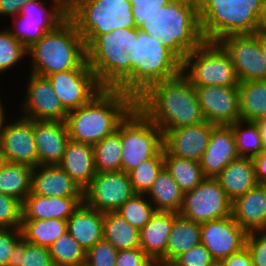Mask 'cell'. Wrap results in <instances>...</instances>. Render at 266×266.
Masks as SVG:
<instances>
[{
	"mask_svg": "<svg viewBox=\"0 0 266 266\" xmlns=\"http://www.w3.org/2000/svg\"><path fill=\"white\" fill-rule=\"evenodd\" d=\"M116 266H156V263L139 247L118 251Z\"/></svg>",
	"mask_w": 266,
	"mask_h": 266,
	"instance_id": "681fc988",
	"label": "cell"
},
{
	"mask_svg": "<svg viewBox=\"0 0 266 266\" xmlns=\"http://www.w3.org/2000/svg\"><path fill=\"white\" fill-rule=\"evenodd\" d=\"M261 53L262 57L266 62V36L261 34Z\"/></svg>",
	"mask_w": 266,
	"mask_h": 266,
	"instance_id": "680465c9",
	"label": "cell"
},
{
	"mask_svg": "<svg viewBox=\"0 0 266 266\" xmlns=\"http://www.w3.org/2000/svg\"><path fill=\"white\" fill-rule=\"evenodd\" d=\"M28 58L30 73L47 77L55 72L84 68L86 45L76 25L67 17L28 49Z\"/></svg>",
	"mask_w": 266,
	"mask_h": 266,
	"instance_id": "277c9868",
	"label": "cell"
},
{
	"mask_svg": "<svg viewBox=\"0 0 266 266\" xmlns=\"http://www.w3.org/2000/svg\"><path fill=\"white\" fill-rule=\"evenodd\" d=\"M27 76L28 86L19 108L23 112L20 116L31 120L65 121L68 112L49 79L30 72Z\"/></svg>",
	"mask_w": 266,
	"mask_h": 266,
	"instance_id": "2e32d148",
	"label": "cell"
},
{
	"mask_svg": "<svg viewBox=\"0 0 266 266\" xmlns=\"http://www.w3.org/2000/svg\"><path fill=\"white\" fill-rule=\"evenodd\" d=\"M181 73L193 86H238L229 55L217 42L204 41L182 60Z\"/></svg>",
	"mask_w": 266,
	"mask_h": 266,
	"instance_id": "9c48e42d",
	"label": "cell"
},
{
	"mask_svg": "<svg viewBox=\"0 0 266 266\" xmlns=\"http://www.w3.org/2000/svg\"><path fill=\"white\" fill-rule=\"evenodd\" d=\"M133 28L99 35L87 48V64L103 88L130 94V63Z\"/></svg>",
	"mask_w": 266,
	"mask_h": 266,
	"instance_id": "52a82bcc",
	"label": "cell"
},
{
	"mask_svg": "<svg viewBox=\"0 0 266 266\" xmlns=\"http://www.w3.org/2000/svg\"><path fill=\"white\" fill-rule=\"evenodd\" d=\"M253 266H266V230L247 233L246 244Z\"/></svg>",
	"mask_w": 266,
	"mask_h": 266,
	"instance_id": "7dc6e473",
	"label": "cell"
},
{
	"mask_svg": "<svg viewBox=\"0 0 266 266\" xmlns=\"http://www.w3.org/2000/svg\"><path fill=\"white\" fill-rule=\"evenodd\" d=\"M68 17L76 25L86 48L99 35L118 28L137 27L129 0H76L68 7Z\"/></svg>",
	"mask_w": 266,
	"mask_h": 266,
	"instance_id": "ba28073f",
	"label": "cell"
},
{
	"mask_svg": "<svg viewBox=\"0 0 266 266\" xmlns=\"http://www.w3.org/2000/svg\"><path fill=\"white\" fill-rule=\"evenodd\" d=\"M137 28L160 39L181 61L205 41L197 0H172L145 17Z\"/></svg>",
	"mask_w": 266,
	"mask_h": 266,
	"instance_id": "3957f363",
	"label": "cell"
},
{
	"mask_svg": "<svg viewBox=\"0 0 266 266\" xmlns=\"http://www.w3.org/2000/svg\"><path fill=\"white\" fill-rule=\"evenodd\" d=\"M7 266H54L49 249L21 238L10 254Z\"/></svg>",
	"mask_w": 266,
	"mask_h": 266,
	"instance_id": "ab89813d",
	"label": "cell"
},
{
	"mask_svg": "<svg viewBox=\"0 0 266 266\" xmlns=\"http://www.w3.org/2000/svg\"><path fill=\"white\" fill-rule=\"evenodd\" d=\"M136 107V99L119 89L104 88L89 103L68 112L65 123L71 140L94 145L113 134Z\"/></svg>",
	"mask_w": 266,
	"mask_h": 266,
	"instance_id": "7a4b0ae2",
	"label": "cell"
},
{
	"mask_svg": "<svg viewBox=\"0 0 266 266\" xmlns=\"http://www.w3.org/2000/svg\"><path fill=\"white\" fill-rule=\"evenodd\" d=\"M15 117L6 123L2 131L0 149L6 162L36 167L39 165V157L34 137V120L20 115Z\"/></svg>",
	"mask_w": 266,
	"mask_h": 266,
	"instance_id": "e0dca14e",
	"label": "cell"
},
{
	"mask_svg": "<svg viewBox=\"0 0 266 266\" xmlns=\"http://www.w3.org/2000/svg\"><path fill=\"white\" fill-rule=\"evenodd\" d=\"M163 159L164 167L183 193L191 191L206 178L198 161L173 156L164 148Z\"/></svg>",
	"mask_w": 266,
	"mask_h": 266,
	"instance_id": "e575fe53",
	"label": "cell"
},
{
	"mask_svg": "<svg viewBox=\"0 0 266 266\" xmlns=\"http://www.w3.org/2000/svg\"><path fill=\"white\" fill-rule=\"evenodd\" d=\"M201 243V223L174 213L172 230L169 234L165 255L156 266H168L176 257Z\"/></svg>",
	"mask_w": 266,
	"mask_h": 266,
	"instance_id": "f1b7e54d",
	"label": "cell"
},
{
	"mask_svg": "<svg viewBox=\"0 0 266 266\" xmlns=\"http://www.w3.org/2000/svg\"><path fill=\"white\" fill-rule=\"evenodd\" d=\"M20 230L27 242L48 248L67 232V220L22 219Z\"/></svg>",
	"mask_w": 266,
	"mask_h": 266,
	"instance_id": "836d02e7",
	"label": "cell"
},
{
	"mask_svg": "<svg viewBox=\"0 0 266 266\" xmlns=\"http://www.w3.org/2000/svg\"><path fill=\"white\" fill-rule=\"evenodd\" d=\"M118 250L104 239L86 252V266H116Z\"/></svg>",
	"mask_w": 266,
	"mask_h": 266,
	"instance_id": "f6af8a7d",
	"label": "cell"
},
{
	"mask_svg": "<svg viewBox=\"0 0 266 266\" xmlns=\"http://www.w3.org/2000/svg\"><path fill=\"white\" fill-rule=\"evenodd\" d=\"M170 1L172 0H129L132 4V14L136 26L138 27L145 17L157 11L159 7L167 5Z\"/></svg>",
	"mask_w": 266,
	"mask_h": 266,
	"instance_id": "f907efd6",
	"label": "cell"
},
{
	"mask_svg": "<svg viewBox=\"0 0 266 266\" xmlns=\"http://www.w3.org/2000/svg\"><path fill=\"white\" fill-rule=\"evenodd\" d=\"M156 211L179 213L184 193L164 167L146 194Z\"/></svg>",
	"mask_w": 266,
	"mask_h": 266,
	"instance_id": "4dcf8cb0",
	"label": "cell"
},
{
	"mask_svg": "<svg viewBox=\"0 0 266 266\" xmlns=\"http://www.w3.org/2000/svg\"><path fill=\"white\" fill-rule=\"evenodd\" d=\"M48 249L54 266H81L86 262V251L68 232L61 235Z\"/></svg>",
	"mask_w": 266,
	"mask_h": 266,
	"instance_id": "f35d334b",
	"label": "cell"
},
{
	"mask_svg": "<svg viewBox=\"0 0 266 266\" xmlns=\"http://www.w3.org/2000/svg\"><path fill=\"white\" fill-rule=\"evenodd\" d=\"M231 216L247 233L266 230V185L257 184L232 201Z\"/></svg>",
	"mask_w": 266,
	"mask_h": 266,
	"instance_id": "cb8c5ba5",
	"label": "cell"
},
{
	"mask_svg": "<svg viewBox=\"0 0 266 266\" xmlns=\"http://www.w3.org/2000/svg\"><path fill=\"white\" fill-rule=\"evenodd\" d=\"M21 238L20 229L0 228V266H7L14 245Z\"/></svg>",
	"mask_w": 266,
	"mask_h": 266,
	"instance_id": "c3c4849f",
	"label": "cell"
},
{
	"mask_svg": "<svg viewBox=\"0 0 266 266\" xmlns=\"http://www.w3.org/2000/svg\"><path fill=\"white\" fill-rule=\"evenodd\" d=\"M32 170L33 168L26 164L7 162L0 171V193L23 203L31 192Z\"/></svg>",
	"mask_w": 266,
	"mask_h": 266,
	"instance_id": "d590c367",
	"label": "cell"
},
{
	"mask_svg": "<svg viewBox=\"0 0 266 266\" xmlns=\"http://www.w3.org/2000/svg\"><path fill=\"white\" fill-rule=\"evenodd\" d=\"M205 120L214 125L240 121L238 86H194Z\"/></svg>",
	"mask_w": 266,
	"mask_h": 266,
	"instance_id": "ac0fdd59",
	"label": "cell"
},
{
	"mask_svg": "<svg viewBox=\"0 0 266 266\" xmlns=\"http://www.w3.org/2000/svg\"><path fill=\"white\" fill-rule=\"evenodd\" d=\"M128 56L130 63V95L135 99L150 85L174 78L181 73L182 61L160 39L137 27Z\"/></svg>",
	"mask_w": 266,
	"mask_h": 266,
	"instance_id": "8992f818",
	"label": "cell"
},
{
	"mask_svg": "<svg viewBox=\"0 0 266 266\" xmlns=\"http://www.w3.org/2000/svg\"><path fill=\"white\" fill-rule=\"evenodd\" d=\"M5 155L2 153V150L0 149V171L3 169L4 165L6 164Z\"/></svg>",
	"mask_w": 266,
	"mask_h": 266,
	"instance_id": "91938a15",
	"label": "cell"
},
{
	"mask_svg": "<svg viewBox=\"0 0 266 266\" xmlns=\"http://www.w3.org/2000/svg\"><path fill=\"white\" fill-rule=\"evenodd\" d=\"M47 78L67 112L89 103L104 89L88 64L82 69L52 73Z\"/></svg>",
	"mask_w": 266,
	"mask_h": 266,
	"instance_id": "9a60e30c",
	"label": "cell"
},
{
	"mask_svg": "<svg viewBox=\"0 0 266 266\" xmlns=\"http://www.w3.org/2000/svg\"><path fill=\"white\" fill-rule=\"evenodd\" d=\"M31 192L45 197H83V190L59 165L33 167Z\"/></svg>",
	"mask_w": 266,
	"mask_h": 266,
	"instance_id": "603a6c76",
	"label": "cell"
},
{
	"mask_svg": "<svg viewBox=\"0 0 266 266\" xmlns=\"http://www.w3.org/2000/svg\"><path fill=\"white\" fill-rule=\"evenodd\" d=\"M103 239L118 251L140 247V230L116 212L104 213Z\"/></svg>",
	"mask_w": 266,
	"mask_h": 266,
	"instance_id": "d6a6232c",
	"label": "cell"
},
{
	"mask_svg": "<svg viewBox=\"0 0 266 266\" xmlns=\"http://www.w3.org/2000/svg\"><path fill=\"white\" fill-rule=\"evenodd\" d=\"M173 221L174 212L155 211L140 230V248L155 263L165 255Z\"/></svg>",
	"mask_w": 266,
	"mask_h": 266,
	"instance_id": "83f0119b",
	"label": "cell"
},
{
	"mask_svg": "<svg viewBox=\"0 0 266 266\" xmlns=\"http://www.w3.org/2000/svg\"><path fill=\"white\" fill-rule=\"evenodd\" d=\"M217 262L202 244H198L176 257L168 266H213Z\"/></svg>",
	"mask_w": 266,
	"mask_h": 266,
	"instance_id": "bcb514c9",
	"label": "cell"
},
{
	"mask_svg": "<svg viewBox=\"0 0 266 266\" xmlns=\"http://www.w3.org/2000/svg\"><path fill=\"white\" fill-rule=\"evenodd\" d=\"M239 158L230 125H215L208 146L200 161L206 178H216L233 160Z\"/></svg>",
	"mask_w": 266,
	"mask_h": 266,
	"instance_id": "44dd1931",
	"label": "cell"
},
{
	"mask_svg": "<svg viewBox=\"0 0 266 266\" xmlns=\"http://www.w3.org/2000/svg\"><path fill=\"white\" fill-rule=\"evenodd\" d=\"M219 266H253L252 257L245 246L240 251L231 254L230 256L220 260Z\"/></svg>",
	"mask_w": 266,
	"mask_h": 266,
	"instance_id": "816d5d0a",
	"label": "cell"
},
{
	"mask_svg": "<svg viewBox=\"0 0 266 266\" xmlns=\"http://www.w3.org/2000/svg\"><path fill=\"white\" fill-rule=\"evenodd\" d=\"M76 0H62V2L69 7L71 4H73Z\"/></svg>",
	"mask_w": 266,
	"mask_h": 266,
	"instance_id": "94428289",
	"label": "cell"
},
{
	"mask_svg": "<svg viewBox=\"0 0 266 266\" xmlns=\"http://www.w3.org/2000/svg\"><path fill=\"white\" fill-rule=\"evenodd\" d=\"M154 205L146 194H135L121 205L115 212L132 226L141 230L155 213Z\"/></svg>",
	"mask_w": 266,
	"mask_h": 266,
	"instance_id": "b9f144b4",
	"label": "cell"
},
{
	"mask_svg": "<svg viewBox=\"0 0 266 266\" xmlns=\"http://www.w3.org/2000/svg\"><path fill=\"white\" fill-rule=\"evenodd\" d=\"M265 0H197L203 39L258 33Z\"/></svg>",
	"mask_w": 266,
	"mask_h": 266,
	"instance_id": "5b68a950",
	"label": "cell"
},
{
	"mask_svg": "<svg viewBox=\"0 0 266 266\" xmlns=\"http://www.w3.org/2000/svg\"><path fill=\"white\" fill-rule=\"evenodd\" d=\"M135 194L128 173L97 172L83 190V203L99 212H115Z\"/></svg>",
	"mask_w": 266,
	"mask_h": 266,
	"instance_id": "4fadbf2b",
	"label": "cell"
},
{
	"mask_svg": "<svg viewBox=\"0 0 266 266\" xmlns=\"http://www.w3.org/2000/svg\"><path fill=\"white\" fill-rule=\"evenodd\" d=\"M3 102L1 101V95H0V137H1V134H2V131L4 130V127L6 126L5 123L8 122L7 119V116H6V109H5V105L2 104Z\"/></svg>",
	"mask_w": 266,
	"mask_h": 266,
	"instance_id": "11a10c76",
	"label": "cell"
},
{
	"mask_svg": "<svg viewBox=\"0 0 266 266\" xmlns=\"http://www.w3.org/2000/svg\"><path fill=\"white\" fill-rule=\"evenodd\" d=\"M258 32L266 36V0L264 2V12L260 20V26Z\"/></svg>",
	"mask_w": 266,
	"mask_h": 266,
	"instance_id": "6f0895ef",
	"label": "cell"
},
{
	"mask_svg": "<svg viewBox=\"0 0 266 266\" xmlns=\"http://www.w3.org/2000/svg\"><path fill=\"white\" fill-rule=\"evenodd\" d=\"M239 157L254 158L264 149L261 131L256 122L236 121L230 124Z\"/></svg>",
	"mask_w": 266,
	"mask_h": 266,
	"instance_id": "74e56055",
	"label": "cell"
},
{
	"mask_svg": "<svg viewBox=\"0 0 266 266\" xmlns=\"http://www.w3.org/2000/svg\"><path fill=\"white\" fill-rule=\"evenodd\" d=\"M232 201L215 178H205L185 192L179 214L193 222L204 223L231 216Z\"/></svg>",
	"mask_w": 266,
	"mask_h": 266,
	"instance_id": "7c38bea8",
	"label": "cell"
},
{
	"mask_svg": "<svg viewBox=\"0 0 266 266\" xmlns=\"http://www.w3.org/2000/svg\"><path fill=\"white\" fill-rule=\"evenodd\" d=\"M255 177L259 184L266 183V149H263L257 157L253 158Z\"/></svg>",
	"mask_w": 266,
	"mask_h": 266,
	"instance_id": "db71d44e",
	"label": "cell"
},
{
	"mask_svg": "<svg viewBox=\"0 0 266 266\" xmlns=\"http://www.w3.org/2000/svg\"><path fill=\"white\" fill-rule=\"evenodd\" d=\"M238 91L241 121L266 118V80L240 82Z\"/></svg>",
	"mask_w": 266,
	"mask_h": 266,
	"instance_id": "1f68e13d",
	"label": "cell"
},
{
	"mask_svg": "<svg viewBox=\"0 0 266 266\" xmlns=\"http://www.w3.org/2000/svg\"><path fill=\"white\" fill-rule=\"evenodd\" d=\"M246 237L232 216L201 223V243L217 263L245 247Z\"/></svg>",
	"mask_w": 266,
	"mask_h": 266,
	"instance_id": "d6986e66",
	"label": "cell"
},
{
	"mask_svg": "<svg viewBox=\"0 0 266 266\" xmlns=\"http://www.w3.org/2000/svg\"><path fill=\"white\" fill-rule=\"evenodd\" d=\"M164 168L163 149L153 158L141 162L128 174L136 194H147Z\"/></svg>",
	"mask_w": 266,
	"mask_h": 266,
	"instance_id": "60d3db41",
	"label": "cell"
},
{
	"mask_svg": "<svg viewBox=\"0 0 266 266\" xmlns=\"http://www.w3.org/2000/svg\"><path fill=\"white\" fill-rule=\"evenodd\" d=\"M104 213L81 203L67 219V232L87 252L97 242L103 240Z\"/></svg>",
	"mask_w": 266,
	"mask_h": 266,
	"instance_id": "484cf974",
	"label": "cell"
},
{
	"mask_svg": "<svg viewBox=\"0 0 266 266\" xmlns=\"http://www.w3.org/2000/svg\"><path fill=\"white\" fill-rule=\"evenodd\" d=\"M256 123L259 126L260 131H261V139H262L263 148L266 149V118H261L258 121H256Z\"/></svg>",
	"mask_w": 266,
	"mask_h": 266,
	"instance_id": "9f6ffc18",
	"label": "cell"
},
{
	"mask_svg": "<svg viewBox=\"0 0 266 266\" xmlns=\"http://www.w3.org/2000/svg\"><path fill=\"white\" fill-rule=\"evenodd\" d=\"M121 171L129 173L163 148V132L137 107L121 122Z\"/></svg>",
	"mask_w": 266,
	"mask_h": 266,
	"instance_id": "30bf717a",
	"label": "cell"
},
{
	"mask_svg": "<svg viewBox=\"0 0 266 266\" xmlns=\"http://www.w3.org/2000/svg\"><path fill=\"white\" fill-rule=\"evenodd\" d=\"M39 165H58L70 140L65 121L34 120Z\"/></svg>",
	"mask_w": 266,
	"mask_h": 266,
	"instance_id": "7402d4cb",
	"label": "cell"
},
{
	"mask_svg": "<svg viewBox=\"0 0 266 266\" xmlns=\"http://www.w3.org/2000/svg\"><path fill=\"white\" fill-rule=\"evenodd\" d=\"M67 17L68 7L62 0H30L18 16L11 18L12 28L7 29L28 50Z\"/></svg>",
	"mask_w": 266,
	"mask_h": 266,
	"instance_id": "8fae6325",
	"label": "cell"
},
{
	"mask_svg": "<svg viewBox=\"0 0 266 266\" xmlns=\"http://www.w3.org/2000/svg\"><path fill=\"white\" fill-rule=\"evenodd\" d=\"M22 222V202L0 193V228L20 229Z\"/></svg>",
	"mask_w": 266,
	"mask_h": 266,
	"instance_id": "ee69618b",
	"label": "cell"
},
{
	"mask_svg": "<svg viewBox=\"0 0 266 266\" xmlns=\"http://www.w3.org/2000/svg\"><path fill=\"white\" fill-rule=\"evenodd\" d=\"M83 203V197H45L30 192L22 203V219L67 220Z\"/></svg>",
	"mask_w": 266,
	"mask_h": 266,
	"instance_id": "d4e9b609",
	"label": "cell"
},
{
	"mask_svg": "<svg viewBox=\"0 0 266 266\" xmlns=\"http://www.w3.org/2000/svg\"><path fill=\"white\" fill-rule=\"evenodd\" d=\"M136 107L163 132L205 120L196 90L180 73L155 82L136 98Z\"/></svg>",
	"mask_w": 266,
	"mask_h": 266,
	"instance_id": "6da1fadb",
	"label": "cell"
},
{
	"mask_svg": "<svg viewBox=\"0 0 266 266\" xmlns=\"http://www.w3.org/2000/svg\"><path fill=\"white\" fill-rule=\"evenodd\" d=\"M30 0H0V15L3 17L9 16L10 18L16 17L25 3Z\"/></svg>",
	"mask_w": 266,
	"mask_h": 266,
	"instance_id": "f5cc1de1",
	"label": "cell"
},
{
	"mask_svg": "<svg viewBox=\"0 0 266 266\" xmlns=\"http://www.w3.org/2000/svg\"><path fill=\"white\" fill-rule=\"evenodd\" d=\"M215 179L231 201L258 184L253 159L244 157L231 161Z\"/></svg>",
	"mask_w": 266,
	"mask_h": 266,
	"instance_id": "f546056e",
	"label": "cell"
},
{
	"mask_svg": "<svg viewBox=\"0 0 266 266\" xmlns=\"http://www.w3.org/2000/svg\"><path fill=\"white\" fill-rule=\"evenodd\" d=\"M58 165L84 190L97 173L93 145L70 139Z\"/></svg>",
	"mask_w": 266,
	"mask_h": 266,
	"instance_id": "4316f807",
	"label": "cell"
},
{
	"mask_svg": "<svg viewBox=\"0 0 266 266\" xmlns=\"http://www.w3.org/2000/svg\"><path fill=\"white\" fill-rule=\"evenodd\" d=\"M95 168L97 172L121 170L122 144L121 123L117 130L93 145Z\"/></svg>",
	"mask_w": 266,
	"mask_h": 266,
	"instance_id": "8d00e7d4",
	"label": "cell"
},
{
	"mask_svg": "<svg viewBox=\"0 0 266 266\" xmlns=\"http://www.w3.org/2000/svg\"><path fill=\"white\" fill-rule=\"evenodd\" d=\"M217 43L229 55L240 82L266 80L261 33L230 35Z\"/></svg>",
	"mask_w": 266,
	"mask_h": 266,
	"instance_id": "5bb4252c",
	"label": "cell"
},
{
	"mask_svg": "<svg viewBox=\"0 0 266 266\" xmlns=\"http://www.w3.org/2000/svg\"><path fill=\"white\" fill-rule=\"evenodd\" d=\"M28 56V50L6 29H0V74H4Z\"/></svg>",
	"mask_w": 266,
	"mask_h": 266,
	"instance_id": "7bdbcfd3",
	"label": "cell"
},
{
	"mask_svg": "<svg viewBox=\"0 0 266 266\" xmlns=\"http://www.w3.org/2000/svg\"><path fill=\"white\" fill-rule=\"evenodd\" d=\"M214 126L203 121L200 124L167 130L163 134L164 149L173 156L200 162Z\"/></svg>",
	"mask_w": 266,
	"mask_h": 266,
	"instance_id": "ffe728a7",
	"label": "cell"
}]
</instances>
